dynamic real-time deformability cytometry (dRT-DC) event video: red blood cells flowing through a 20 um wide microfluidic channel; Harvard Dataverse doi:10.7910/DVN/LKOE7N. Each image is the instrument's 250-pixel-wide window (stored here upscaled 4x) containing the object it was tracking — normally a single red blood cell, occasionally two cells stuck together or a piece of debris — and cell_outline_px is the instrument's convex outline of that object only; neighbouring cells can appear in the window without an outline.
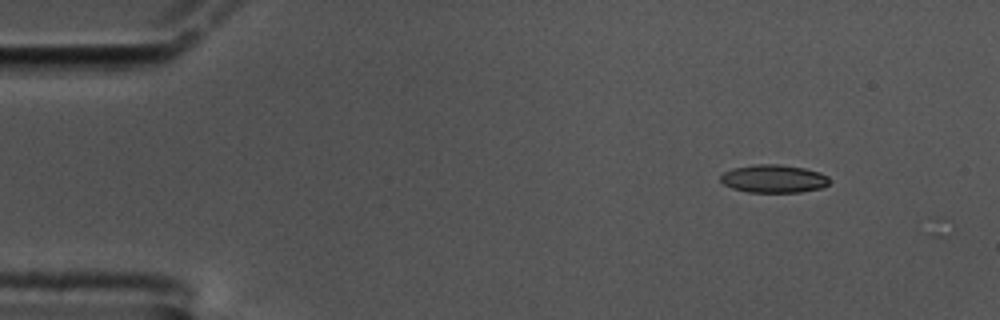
{"species": "common noctule bat (a hibernating species)", "species_latin": "Nyctalus noctula", "temperature_condition": "cold", "stored_images_in_passage": 5, "camera_frame_rate_fps": 3000, "um_per_image_px": 0.085, "animal": {"sex": "male", "body_mass_g": 17.5, "forearm_length_mm": 52.3}, "frame": {"image": 1, "passage_image": 1, "time_ms": 0.0, "image_size_px": [1000, 320], "cell_outline_px": [[828, 184], [820, 188], [800, 192], [748, 192], [732, 188], [724, 184], [720, 180], [720, 176], [724, 172], [732, 168], [756, 164], [780, 164], [804, 168], [820, 172], [828, 176]], "centroid_in_image_um": [65.74, 15.18], "position_along_channel_um": 19.3, "area_um2": 17.74}}